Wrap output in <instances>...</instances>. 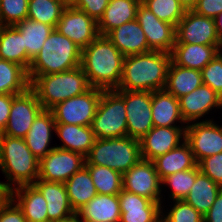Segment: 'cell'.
<instances>
[{"label":"cell","mask_w":222,"mask_h":222,"mask_svg":"<svg viewBox=\"0 0 222 222\" xmlns=\"http://www.w3.org/2000/svg\"><path fill=\"white\" fill-rule=\"evenodd\" d=\"M124 58L106 35H99L82 49L81 67L91 87L116 90L122 78Z\"/></svg>","instance_id":"obj_1"},{"label":"cell","mask_w":222,"mask_h":222,"mask_svg":"<svg viewBox=\"0 0 222 222\" xmlns=\"http://www.w3.org/2000/svg\"><path fill=\"white\" fill-rule=\"evenodd\" d=\"M170 62L171 54L160 51L126 56L116 90L153 92L165 89Z\"/></svg>","instance_id":"obj_2"},{"label":"cell","mask_w":222,"mask_h":222,"mask_svg":"<svg viewBox=\"0 0 222 222\" xmlns=\"http://www.w3.org/2000/svg\"><path fill=\"white\" fill-rule=\"evenodd\" d=\"M30 88L35 92L43 110L69 98L83 94L91 88L81 66L56 74L28 76Z\"/></svg>","instance_id":"obj_3"},{"label":"cell","mask_w":222,"mask_h":222,"mask_svg":"<svg viewBox=\"0 0 222 222\" xmlns=\"http://www.w3.org/2000/svg\"><path fill=\"white\" fill-rule=\"evenodd\" d=\"M82 49L69 38L53 29L42 49L31 61L28 76L64 72L81 66Z\"/></svg>","instance_id":"obj_4"},{"label":"cell","mask_w":222,"mask_h":222,"mask_svg":"<svg viewBox=\"0 0 222 222\" xmlns=\"http://www.w3.org/2000/svg\"><path fill=\"white\" fill-rule=\"evenodd\" d=\"M0 168L10 183H4L11 191L33 184L39 176V159L28 148L25 139L0 134ZM12 181V182H11Z\"/></svg>","instance_id":"obj_5"},{"label":"cell","mask_w":222,"mask_h":222,"mask_svg":"<svg viewBox=\"0 0 222 222\" xmlns=\"http://www.w3.org/2000/svg\"><path fill=\"white\" fill-rule=\"evenodd\" d=\"M141 159L139 140L128 136L96 139L85 164L106 166L125 173Z\"/></svg>","instance_id":"obj_6"},{"label":"cell","mask_w":222,"mask_h":222,"mask_svg":"<svg viewBox=\"0 0 222 222\" xmlns=\"http://www.w3.org/2000/svg\"><path fill=\"white\" fill-rule=\"evenodd\" d=\"M96 139L127 136L124 98L116 90H103L91 124Z\"/></svg>","instance_id":"obj_7"},{"label":"cell","mask_w":222,"mask_h":222,"mask_svg":"<svg viewBox=\"0 0 222 222\" xmlns=\"http://www.w3.org/2000/svg\"><path fill=\"white\" fill-rule=\"evenodd\" d=\"M102 89L91 87L88 91L58 103L50 111L56 124L91 126Z\"/></svg>","instance_id":"obj_8"},{"label":"cell","mask_w":222,"mask_h":222,"mask_svg":"<svg viewBox=\"0 0 222 222\" xmlns=\"http://www.w3.org/2000/svg\"><path fill=\"white\" fill-rule=\"evenodd\" d=\"M123 98L127 116V136L140 140L154 127L152 92L116 90Z\"/></svg>","instance_id":"obj_9"},{"label":"cell","mask_w":222,"mask_h":222,"mask_svg":"<svg viewBox=\"0 0 222 222\" xmlns=\"http://www.w3.org/2000/svg\"><path fill=\"white\" fill-rule=\"evenodd\" d=\"M85 157L77 152L55 147L39 160V179L65 183L85 166Z\"/></svg>","instance_id":"obj_10"},{"label":"cell","mask_w":222,"mask_h":222,"mask_svg":"<svg viewBox=\"0 0 222 222\" xmlns=\"http://www.w3.org/2000/svg\"><path fill=\"white\" fill-rule=\"evenodd\" d=\"M42 110V105L30 87L21 94L13 95L10 116L2 134L24 139Z\"/></svg>","instance_id":"obj_11"},{"label":"cell","mask_w":222,"mask_h":222,"mask_svg":"<svg viewBox=\"0 0 222 222\" xmlns=\"http://www.w3.org/2000/svg\"><path fill=\"white\" fill-rule=\"evenodd\" d=\"M176 42L185 44L222 45L217 34L215 20L197 14L193 10L185 11L176 25Z\"/></svg>","instance_id":"obj_12"},{"label":"cell","mask_w":222,"mask_h":222,"mask_svg":"<svg viewBox=\"0 0 222 222\" xmlns=\"http://www.w3.org/2000/svg\"><path fill=\"white\" fill-rule=\"evenodd\" d=\"M136 20L145 33L151 51L171 54L176 42V27L174 25L158 19L142 2L138 5Z\"/></svg>","instance_id":"obj_13"},{"label":"cell","mask_w":222,"mask_h":222,"mask_svg":"<svg viewBox=\"0 0 222 222\" xmlns=\"http://www.w3.org/2000/svg\"><path fill=\"white\" fill-rule=\"evenodd\" d=\"M122 182L124 190L161 203V180L152 161L140 159L122 174Z\"/></svg>","instance_id":"obj_14"},{"label":"cell","mask_w":222,"mask_h":222,"mask_svg":"<svg viewBox=\"0 0 222 222\" xmlns=\"http://www.w3.org/2000/svg\"><path fill=\"white\" fill-rule=\"evenodd\" d=\"M55 29L81 49L99 36L98 23L73 5L66 6Z\"/></svg>","instance_id":"obj_15"},{"label":"cell","mask_w":222,"mask_h":222,"mask_svg":"<svg viewBox=\"0 0 222 222\" xmlns=\"http://www.w3.org/2000/svg\"><path fill=\"white\" fill-rule=\"evenodd\" d=\"M185 140L199 163L208 156L222 152V126L219 127L212 120L188 124Z\"/></svg>","instance_id":"obj_16"},{"label":"cell","mask_w":222,"mask_h":222,"mask_svg":"<svg viewBox=\"0 0 222 222\" xmlns=\"http://www.w3.org/2000/svg\"><path fill=\"white\" fill-rule=\"evenodd\" d=\"M185 129L186 126L183 128L154 126L139 140L141 159L153 161L177 147L180 138L185 139Z\"/></svg>","instance_id":"obj_17"},{"label":"cell","mask_w":222,"mask_h":222,"mask_svg":"<svg viewBox=\"0 0 222 222\" xmlns=\"http://www.w3.org/2000/svg\"><path fill=\"white\" fill-rule=\"evenodd\" d=\"M120 201V222H161V203L122 189Z\"/></svg>","instance_id":"obj_18"},{"label":"cell","mask_w":222,"mask_h":222,"mask_svg":"<svg viewBox=\"0 0 222 222\" xmlns=\"http://www.w3.org/2000/svg\"><path fill=\"white\" fill-rule=\"evenodd\" d=\"M179 106L181 116L185 124H188L199 120L214 107H221L222 97L208 85L202 84L189 94L180 97Z\"/></svg>","instance_id":"obj_19"},{"label":"cell","mask_w":222,"mask_h":222,"mask_svg":"<svg viewBox=\"0 0 222 222\" xmlns=\"http://www.w3.org/2000/svg\"><path fill=\"white\" fill-rule=\"evenodd\" d=\"M106 36L125 57L151 51L136 19L114 28Z\"/></svg>","instance_id":"obj_20"},{"label":"cell","mask_w":222,"mask_h":222,"mask_svg":"<svg viewBox=\"0 0 222 222\" xmlns=\"http://www.w3.org/2000/svg\"><path fill=\"white\" fill-rule=\"evenodd\" d=\"M33 185L42 193L47 202L49 221L57 222L75 214L69 202L64 183L48 182L38 178Z\"/></svg>","instance_id":"obj_21"},{"label":"cell","mask_w":222,"mask_h":222,"mask_svg":"<svg viewBox=\"0 0 222 222\" xmlns=\"http://www.w3.org/2000/svg\"><path fill=\"white\" fill-rule=\"evenodd\" d=\"M222 45L175 43L171 61L179 66L202 70L220 51Z\"/></svg>","instance_id":"obj_22"},{"label":"cell","mask_w":222,"mask_h":222,"mask_svg":"<svg viewBox=\"0 0 222 222\" xmlns=\"http://www.w3.org/2000/svg\"><path fill=\"white\" fill-rule=\"evenodd\" d=\"M10 197L13 200L17 199L16 203L22 209L27 222H49L47 202L33 184L12 188Z\"/></svg>","instance_id":"obj_23"},{"label":"cell","mask_w":222,"mask_h":222,"mask_svg":"<svg viewBox=\"0 0 222 222\" xmlns=\"http://www.w3.org/2000/svg\"><path fill=\"white\" fill-rule=\"evenodd\" d=\"M56 122L50 110H42L34 119L25 142L32 154L39 160L55 147H49L51 131H55Z\"/></svg>","instance_id":"obj_24"},{"label":"cell","mask_w":222,"mask_h":222,"mask_svg":"<svg viewBox=\"0 0 222 222\" xmlns=\"http://www.w3.org/2000/svg\"><path fill=\"white\" fill-rule=\"evenodd\" d=\"M76 214L84 222H120V201L118 195L97 194Z\"/></svg>","instance_id":"obj_25"},{"label":"cell","mask_w":222,"mask_h":222,"mask_svg":"<svg viewBox=\"0 0 222 222\" xmlns=\"http://www.w3.org/2000/svg\"><path fill=\"white\" fill-rule=\"evenodd\" d=\"M182 141V144L152 161L161 181L171 174L190 170L198 165L190 145L185 139Z\"/></svg>","instance_id":"obj_26"},{"label":"cell","mask_w":222,"mask_h":222,"mask_svg":"<svg viewBox=\"0 0 222 222\" xmlns=\"http://www.w3.org/2000/svg\"><path fill=\"white\" fill-rule=\"evenodd\" d=\"M55 133L63 142L62 146L56 147L77 152L84 157L88 155L96 140L91 126L56 124Z\"/></svg>","instance_id":"obj_27"},{"label":"cell","mask_w":222,"mask_h":222,"mask_svg":"<svg viewBox=\"0 0 222 222\" xmlns=\"http://www.w3.org/2000/svg\"><path fill=\"white\" fill-rule=\"evenodd\" d=\"M152 120L158 127H177L175 121L185 123L181 116L179 99L165 89L152 92Z\"/></svg>","instance_id":"obj_28"},{"label":"cell","mask_w":222,"mask_h":222,"mask_svg":"<svg viewBox=\"0 0 222 222\" xmlns=\"http://www.w3.org/2000/svg\"><path fill=\"white\" fill-rule=\"evenodd\" d=\"M138 0H109L102 18L98 22L99 35H107L111 30L136 19Z\"/></svg>","instance_id":"obj_29"},{"label":"cell","mask_w":222,"mask_h":222,"mask_svg":"<svg viewBox=\"0 0 222 222\" xmlns=\"http://www.w3.org/2000/svg\"><path fill=\"white\" fill-rule=\"evenodd\" d=\"M203 84L201 71L170 62L165 90L176 98L183 97Z\"/></svg>","instance_id":"obj_30"},{"label":"cell","mask_w":222,"mask_h":222,"mask_svg":"<svg viewBox=\"0 0 222 222\" xmlns=\"http://www.w3.org/2000/svg\"><path fill=\"white\" fill-rule=\"evenodd\" d=\"M0 59L16 63L28 72L31 60L23 47V35L15 26H2L0 30Z\"/></svg>","instance_id":"obj_31"},{"label":"cell","mask_w":222,"mask_h":222,"mask_svg":"<svg viewBox=\"0 0 222 222\" xmlns=\"http://www.w3.org/2000/svg\"><path fill=\"white\" fill-rule=\"evenodd\" d=\"M64 185L75 213L97 195L95 185L86 166L74 173Z\"/></svg>","instance_id":"obj_32"},{"label":"cell","mask_w":222,"mask_h":222,"mask_svg":"<svg viewBox=\"0 0 222 222\" xmlns=\"http://www.w3.org/2000/svg\"><path fill=\"white\" fill-rule=\"evenodd\" d=\"M222 187L201 171L184 201L193 206L203 216L209 211Z\"/></svg>","instance_id":"obj_33"},{"label":"cell","mask_w":222,"mask_h":222,"mask_svg":"<svg viewBox=\"0 0 222 222\" xmlns=\"http://www.w3.org/2000/svg\"><path fill=\"white\" fill-rule=\"evenodd\" d=\"M15 27L23 35V47L26 48L27 57L32 61L40 52L45 40L54 29L52 26L31 20L24 19Z\"/></svg>","instance_id":"obj_34"},{"label":"cell","mask_w":222,"mask_h":222,"mask_svg":"<svg viewBox=\"0 0 222 222\" xmlns=\"http://www.w3.org/2000/svg\"><path fill=\"white\" fill-rule=\"evenodd\" d=\"M29 87L28 73L22 66L0 59V94L17 95Z\"/></svg>","instance_id":"obj_35"},{"label":"cell","mask_w":222,"mask_h":222,"mask_svg":"<svg viewBox=\"0 0 222 222\" xmlns=\"http://www.w3.org/2000/svg\"><path fill=\"white\" fill-rule=\"evenodd\" d=\"M67 5L64 0H29L27 18L55 29Z\"/></svg>","instance_id":"obj_36"},{"label":"cell","mask_w":222,"mask_h":222,"mask_svg":"<svg viewBox=\"0 0 222 222\" xmlns=\"http://www.w3.org/2000/svg\"><path fill=\"white\" fill-rule=\"evenodd\" d=\"M97 194L118 195L123 189L122 173L106 166L85 164Z\"/></svg>","instance_id":"obj_37"},{"label":"cell","mask_w":222,"mask_h":222,"mask_svg":"<svg viewBox=\"0 0 222 222\" xmlns=\"http://www.w3.org/2000/svg\"><path fill=\"white\" fill-rule=\"evenodd\" d=\"M158 19L176 27L185 14L178 0H143L142 2Z\"/></svg>","instance_id":"obj_38"},{"label":"cell","mask_w":222,"mask_h":222,"mask_svg":"<svg viewBox=\"0 0 222 222\" xmlns=\"http://www.w3.org/2000/svg\"><path fill=\"white\" fill-rule=\"evenodd\" d=\"M200 172V168L197 165L195 168L185 171H179L165 177L161 183L168 184L172 188L171 198L175 200H184L190 192V188L193 186L196 175Z\"/></svg>","instance_id":"obj_39"},{"label":"cell","mask_w":222,"mask_h":222,"mask_svg":"<svg viewBox=\"0 0 222 222\" xmlns=\"http://www.w3.org/2000/svg\"><path fill=\"white\" fill-rule=\"evenodd\" d=\"M29 0H0V22L3 26H15L28 16Z\"/></svg>","instance_id":"obj_40"},{"label":"cell","mask_w":222,"mask_h":222,"mask_svg":"<svg viewBox=\"0 0 222 222\" xmlns=\"http://www.w3.org/2000/svg\"><path fill=\"white\" fill-rule=\"evenodd\" d=\"M161 217L162 222H204L203 215L184 200H175L168 215Z\"/></svg>","instance_id":"obj_41"},{"label":"cell","mask_w":222,"mask_h":222,"mask_svg":"<svg viewBox=\"0 0 222 222\" xmlns=\"http://www.w3.org/2000/svg\"><path fill=\"white\" fill-rule=\"evenodd\" d=\"M203 84L222 97V53L219 52L202 70Z\"/></svg>","instance_id":"obj_42"},{"label":"cell","mask_w":222,"mask_h":222,"mask_svg":"<svg viewBox=\"0 0 222 222\" xmlns=\"http://www.w3.org/2000/svg\"><path fill=\"white\" fill-rule=\"evenodd\" d=\"M198 166L204 175L222 187V152L202 159Z\"/></svg>","instance_id":"obj_43"},{"label":"cell","mask_w":222,"mask_h":222,"mask_svg":"<svg viewBox=\"0 0 222 222\" xmlns=\"http://www.w3.org/2000/svg\"><path fill=\"white\" fill-rule=\"evenodd\" d=\"M108 4L109 0H76L72 5L98 23Z\"/></svg>","instance_id":"obj_44"},{"label":"cell","mask_w":222,"mask_h":222,"mask_svg":"<svg viewBox=\"0 0 222 222\" xmlns=\"http://www.w3.org/2000/svg\"><path fill=\"white\" fill-rule=\"evenodd\" d=\"M10 197L0 208V222H27L22 209ZM14 205V206H13Z\"/></svg>","instance_id":"obj_45"},{"label":"cell","mask_w":222,"mask_h":222,"mask_svg":"<svg viewBox=\"0 0 222 222\" xmlns=\"http://www.w3.org/2000/svg\"><path fill=\"white\" fill-rule=\"evenodd\" d=\"M193 11L204 17L215 19L222 13V0H198Z\"/></svg>","instance_id":"obj_46"},{"label":"cell","mask_w":222,"mask_h":222,"mask_svg":"<svg viewBox=\"0 0 222 222\" xmlns=\"http://www.w3.org/2000/svg\"><path fill=\"white\" fill-rule=\"evenodd\" d=\"M12 100V94H0V133H2L7 126Z\"/></svg>","instance_id":"obj_47"},{"label":"cell","mask_w":222,"mask_h":222,"mask_svg":"<svg viewBox=\"0 0 222 222\" xmlns=\"http://www.w3.org/2000/svg\"><path fill=\"white\" fill-rule=\"evenodd\" d=\"M204 222H222V190L216 196L213 205L203 216Z\"/></svg>","instance_id":"obj_48"},{"label":"cell","mask_w":222,"mask_h":222,"mask_svg":"<svg viewBox=\"0 0 222 222\" xmlns=\"http://www.w3.org/2000/svg\"><path fill=\"white\" fill-rule=\"evenodd\" d=\"M10 198V190L0 182V208Z\"/></svg>","instance_id":"obj_49"},{"label":"cell","mask_w":222,"mask_h":222,"mask_svg":"<svg viewBox=\"0 0 222 222\" xmlns=\"http://www.w3.org/2000/svg\"><path fill=\"white\" fill-rule=\"evenodd\" d=\"M185 11L193 10L196 7L198 0H178Z\"/></svg>","instance_id":"obj_50"},{"label":"cell","mask_w":222,"mask_h":222,"mask_svg":"<svg viewBox=\"0 0 222 222\" xmlns=\"http://www.w3.org/2000/svg\"><path fill=\"white\" fill-rule=\"evenodd\" d=\"M214 20L217 34L222 40V13H220Z\"/></svg>","instance_id":"obj_51"},{"label":"cell","mask_w":222,"mask_h":222,"mask_svg":"<svg viewBox=\"0 0 222 222\" xmlns=\"http://www.w3.org/2000/svg\"><path fill=\"white\" fill-rule=\"evenodd\" d=\"M80 216H78L76 213L73 214L72 216L68 217V218H65V219H62V220H59L57 222H84L83 220H80L79 219Z\"/></svg>","instance_id":"obj_52"},{"label":"cell","mask_w":222,"mask_h":222,"mask_svg":"<svg viewBox=\"0 0 222 222\" xmlns=\"http://www.w3.org/2000/svg\"><path fill=\"white\" fill-rule=\"evenodd\" d=\"M68 5H72L76 0H64Z\"/></svg>","instance_id":"obj_53"}]
</instances>
